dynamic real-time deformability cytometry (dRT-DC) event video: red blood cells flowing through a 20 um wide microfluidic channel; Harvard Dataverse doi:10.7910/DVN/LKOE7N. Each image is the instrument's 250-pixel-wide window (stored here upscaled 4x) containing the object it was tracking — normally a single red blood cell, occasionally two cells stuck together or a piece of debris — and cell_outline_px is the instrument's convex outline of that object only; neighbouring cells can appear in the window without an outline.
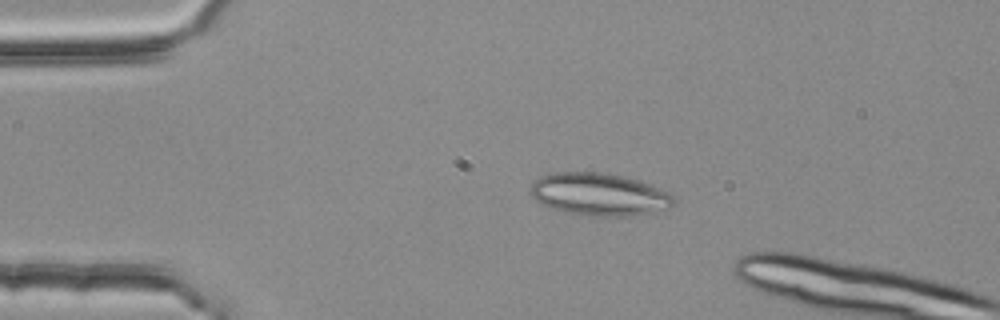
{"species": "common noctule bat (a hibernating species)", "species_latin": "Nyctalus noctula", "temperature_condition": "room temperature", "stored_images_in_passage": 3, "camera_frame_rate_fps": 3000, "um_per_image_px": 0.085, "animal": {"sex": "female", "body_mass_g": 25.1}, "frame": {"image": 1, "passage_image": 1, "time_ms": 0.0, "image_size_px": [1000, 320], "cell_outline_px": [[672, 204], [668, 208], [652, 212], [632, 216], [592, 216], [568, 212], [548, 208], [540, 204], [528, 192], [532, 180], [540, 176], [552, 172], [600, 172], [620, 176], [636, 180], [648, 184], [668, 192], [672, 196]], "centroid_in_image_um": [50.82, 16.52], "position_along_channel_um": 34.2, "area_um2": 35.43}}